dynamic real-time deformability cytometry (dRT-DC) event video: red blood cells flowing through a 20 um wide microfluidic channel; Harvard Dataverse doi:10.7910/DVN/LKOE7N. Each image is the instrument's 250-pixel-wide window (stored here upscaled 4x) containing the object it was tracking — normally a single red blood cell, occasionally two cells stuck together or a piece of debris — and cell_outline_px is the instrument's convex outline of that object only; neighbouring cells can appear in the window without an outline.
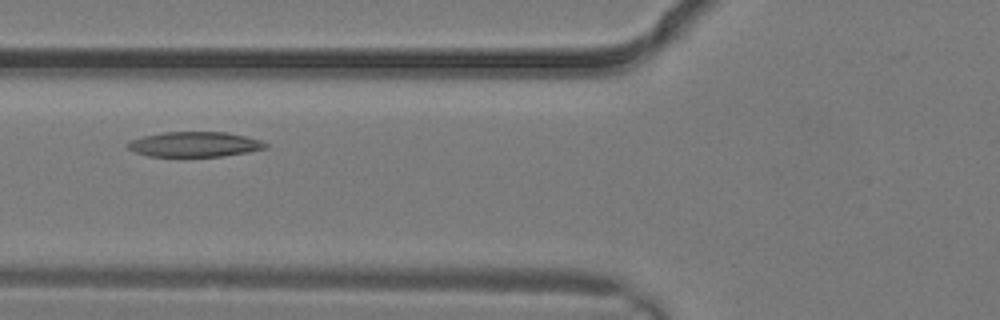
{"species": "common noctule bat (a hibernating species)", "species_latin": "Nyctalus noctula", "temperature_condition": "warm", "stored_images_in_passage": 4, "camera_frame_rate_fps": 3000, "um_per_image_px": 0.085, "animal": {"sex": "male", "body_mass_g": 19.2, "forearm_length_mm": 51.8}, "frame": {"image": 1, "passage_image": 4, "time_ms": 1.0, "image_size_px": [1000, 320], "cell_outline_px": [[268, 148], [248, 152], [224, 156], [148, 156], [136, 152], [128, 148], [128, 140], [144, 136], [164, 132], [228, 132], [260, 140], [268, 144]], "centroid_in_image_um": [16.56, 12.26], "position_along_channel_um": 109.2, "area_um2": 20.06}}